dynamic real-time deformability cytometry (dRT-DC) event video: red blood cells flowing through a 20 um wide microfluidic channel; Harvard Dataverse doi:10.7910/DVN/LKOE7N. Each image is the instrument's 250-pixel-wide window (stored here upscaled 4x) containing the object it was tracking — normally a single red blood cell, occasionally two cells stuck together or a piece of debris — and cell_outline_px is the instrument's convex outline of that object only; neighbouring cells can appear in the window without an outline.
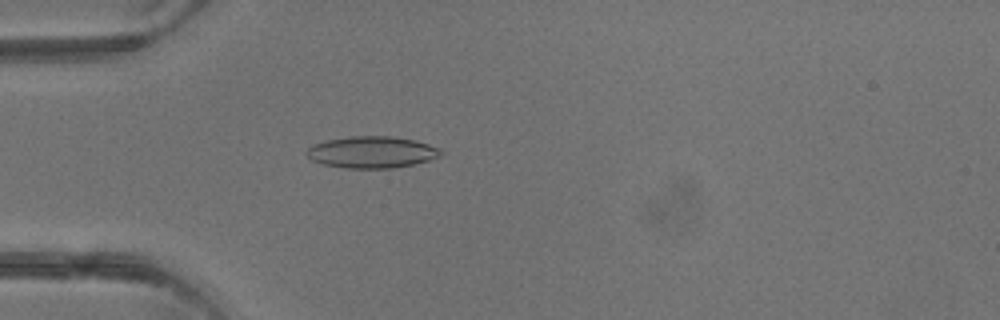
{"species": "common noctule bat (a hibernating species)", "species_latin": "Nyctalus noctula", "temperature_condition": "warm", "stored_images_in_passage": 4, "camera_frame_rate_fps": 3000, "um_per_image_px": 0.085, "animal": {"sex": "male", "body_mass_g": 13.3}, "frame": {"image": 1, "passage_image": 4, "time_ms": 3.667, "image_size_px": [1000, 320], "cell_outline_px": [[444, 152], [440, 156], [428, 160], [412, 164], [392, 168], [344, 168], [324, 164], [312, 160], [308, 156], [308, 148], [312, 144], [328, 140], [352, 136], [388, 136], [416, 140], [440, 148]], "centroid_in_image_um": [31.63, 12.93], "position_along_channel_um": 53.4, "area_um2": 24.57}}